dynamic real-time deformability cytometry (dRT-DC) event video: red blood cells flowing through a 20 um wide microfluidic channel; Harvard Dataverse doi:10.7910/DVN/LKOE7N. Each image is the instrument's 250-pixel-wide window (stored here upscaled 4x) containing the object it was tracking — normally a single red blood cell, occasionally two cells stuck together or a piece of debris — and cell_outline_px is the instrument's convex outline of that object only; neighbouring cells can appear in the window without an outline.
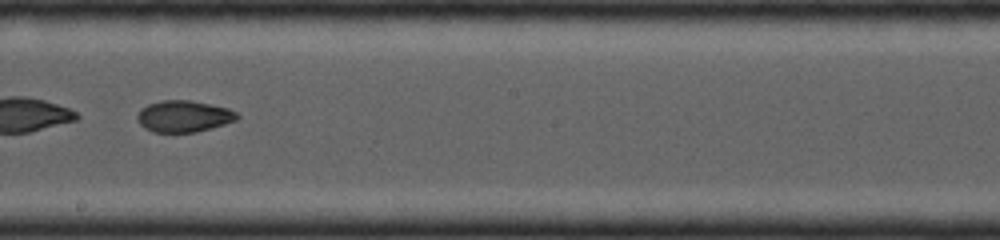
{"species": "common noctule bat (a hibernating species)", "species_latin": "Nyctalus noctula", "temperature_condition": "cold", "stored_images_in_passage": 36, "camera_frame_rate_fps": 4000, "um_per_image_px": 0.085, "animal": {"sex": "female", "body_mass_g": 19.0, "forearm_length_mm": 53.3}, "frame": {"image": 1, "passage_image": 16, "time_ms": 3.75, "image_size_px": [1000, 240], "cell_outline_px": [[240, 116], [236, 120], [224, 124], [196, 132], [152, 132], [144, 128], [140, 124], [136, 116], [140, 108], [148, 104], [160, 100], [188, 100], [228, 108], [236, 112]], "centroid_in_image_um": [15.58, 9.88], "position_along_channel_um": 232.6, "area_um2": 18.32}}